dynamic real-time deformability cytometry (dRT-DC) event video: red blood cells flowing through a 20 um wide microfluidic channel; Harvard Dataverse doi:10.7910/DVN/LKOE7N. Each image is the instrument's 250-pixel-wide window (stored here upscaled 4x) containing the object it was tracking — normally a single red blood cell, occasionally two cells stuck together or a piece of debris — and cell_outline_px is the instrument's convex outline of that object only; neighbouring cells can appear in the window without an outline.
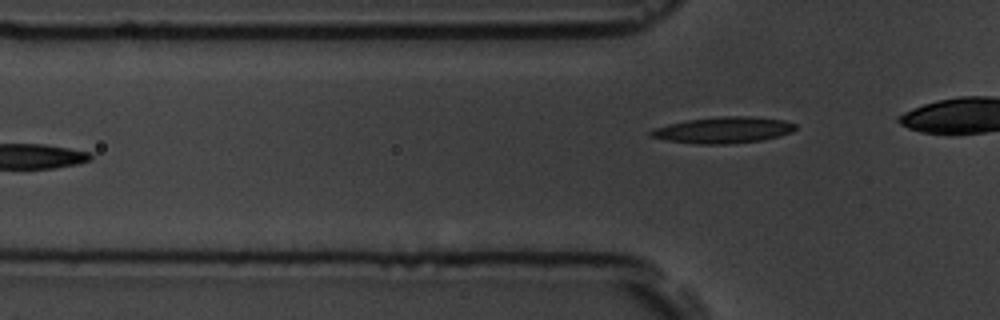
{"species": "common noctule bat (a hibernating species)", "species_latin": "Nyctalus noctula", "temperature_condition": "room temperature", "stored_images_in_passage": 5, "camera_frame_rate_fps": 3000, "um_per_image_px": 0.085, "animal": {"sex": "male", "body_mass_g": 19.5, "forearm_length_mm": 54.6}, "frame": {"image": 1, "passage_image": 5, "time_ms": 1.333, "image_size_px": [1000, 320], "cell_outline_px": [[796, 128], [792, 132], [780, 136], [760, 140], [732, 144], [696, 144], [668, 140], [648, 136], [648, 132], [652, 128], [668, 124], [688, 120], [720, 116], [748, 116], [784, 120], [796, 124]], "centroid_in_image_um": [61.47, 11.05], "position_along_channel_um": 64.3, "area_um2": 22.2}}